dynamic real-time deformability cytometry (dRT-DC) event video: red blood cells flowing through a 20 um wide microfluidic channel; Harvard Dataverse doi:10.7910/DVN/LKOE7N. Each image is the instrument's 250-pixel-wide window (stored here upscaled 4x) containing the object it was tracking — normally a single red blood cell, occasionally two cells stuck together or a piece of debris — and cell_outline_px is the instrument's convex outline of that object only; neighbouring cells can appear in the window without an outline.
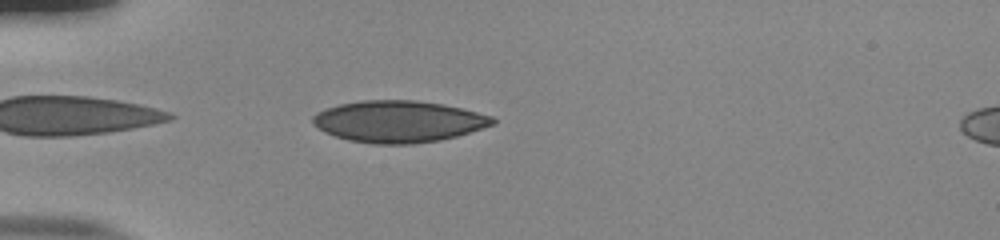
{"species": "human", "species_latin": "Homo sapiens", "temperature_condition": "room temperature", "stored_images_in_passage": 39, "camera_frame_rate_fps": 3000, "um_per_image_px": 0.085, "donor": {"sex": "male"}, "frame": {"image": 1, "passage_image": 2, "time_ms": 0.333, "image_size_px": [1000, 240], "cell_outline_px": [[496, 124], [456, 136], [440, 140], [412, 144], [372, 144], [348, 140], [324, 132], [312, 120], [312, 116], [316, 112], [324, 108], [340, 104], [360, 100], [416, 100], [444, 104], [492, 116], [496, 120]], "centroid_in_image_um": [33.87, 10.32], "position_along_channel_um": 51.1, "area_um2": 43.7}}
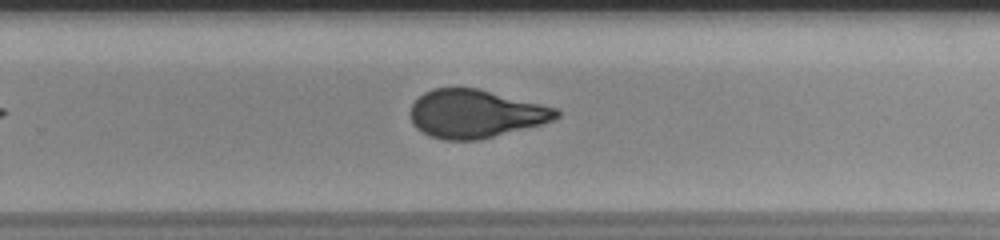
{"frame": {"image": 2, "passage_image": 22, "time_ms": 7.0, "image_size_px": [1000, 240], "cell_outline_px": [[560, 116], [552, 120], [540, 124], [480, 140], [444, 140], [428, 136], [416, 128], [412, 124], [412, 104], [424, 92], [432, 88], [476, 88], [560, 108]], "centroid_in_image_um": [40.42, 9.67], "position_along_channel_um": 289.4, "area_um2": 40.92}}
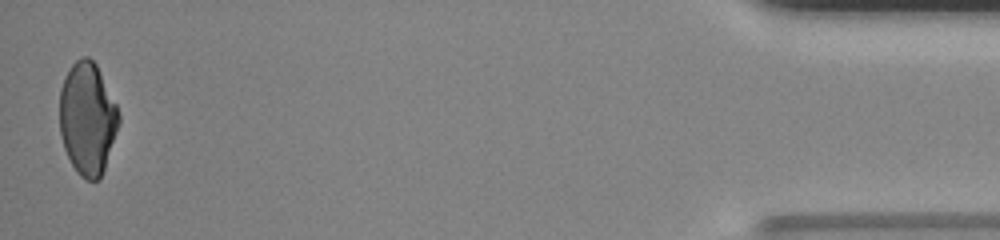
{"frame": {"image": 3, "passage_image": 39, "time_ms": 12.667, "image_size_px": [1000, 240], "cell_outline_px": [[120, 120], [100, 180], [84, 180], [76, 172], [64, 148], [60, 136], [60, 88], [64, 76], [72, 64], [80, 56], [88, 56], [96, 64], [116, 104], [120, 116]], "centroid_in_image_um": [7.42, 10.07], "position_along_channel_um": 427.8, "area_um2": 38.73}, "authors_computed_cell_mechanics": {"area_um2": 41.7316, "velocity_mm_per_s": 3.8628, "shape_relaxation_time_tau1_ms": 7.6182, "shape_relaxation_time_tau2_ms": null, "deformation_change_tau1": 0.2187, "deformation_change_tau2": null}}